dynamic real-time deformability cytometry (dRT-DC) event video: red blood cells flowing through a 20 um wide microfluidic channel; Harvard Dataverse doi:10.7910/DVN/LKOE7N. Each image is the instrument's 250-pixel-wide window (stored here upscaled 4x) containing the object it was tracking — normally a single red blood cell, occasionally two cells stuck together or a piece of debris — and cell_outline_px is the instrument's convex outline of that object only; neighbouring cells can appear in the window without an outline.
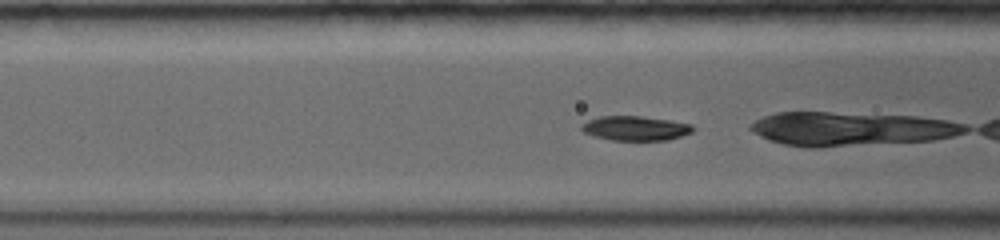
{"species": "common noctule bat (a hibernating species)", "species_latin": "Nyctalus noctula", "temperature_condition": "warm", "stored_images_in_passage": 6, "camera_frame_rate_fps": 5000, "um_per_image_px": 0.085, "animal": {"sex": "female", "body_mass_g": 19.0, "forearm_length_mm": 56.7}, "frame": {"image": 1, "passage_image": 4, "time_ms": 1.0, "image_size_px": [1000, 240], "cell_outline_px": [[696, 128], [692, 132], [668, 140], [612, 140], [596, 136], [584, 132], [580, 128], [580, 124], [588, 120], [600, 116], [640, 116], [672, 120], [692, 124]], "centroid_in_image_um": [54.03, 10.89], "position_along_channel_um": 112.6, "area_um2": 15.95}}